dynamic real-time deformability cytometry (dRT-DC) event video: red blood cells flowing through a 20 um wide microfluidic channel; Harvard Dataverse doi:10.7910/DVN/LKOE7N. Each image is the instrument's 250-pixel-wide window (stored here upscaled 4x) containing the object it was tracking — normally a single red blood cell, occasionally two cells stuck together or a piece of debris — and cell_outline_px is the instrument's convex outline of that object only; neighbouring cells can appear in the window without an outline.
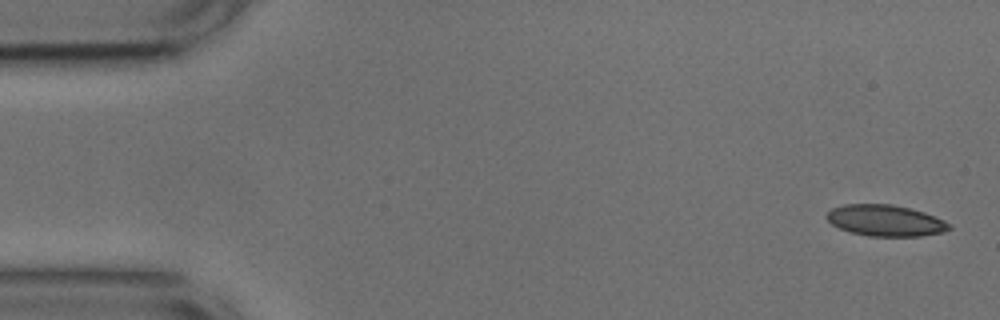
{"species": "common noctule bat (a hibernating species)", "species_latin": "Nyctalus noctula", "temperature_condition": "cold", "stored_images_in_passage": 4, "camera_frame_rate_fps": 3000, "um_per_image_px": 0.085, "animal": {"sex": "male", "body_mass_g": 17.9, "forearm_length_mm": 54.2}, "frame": {"image": 1, "passage_image": 1, "time_ms": 0.0, "image_size_px": [1000, 320], "cell_outline_px": [[952, 228], [944, 232], [920, 236], [868, 236], [852, 232], [840, 228], [832, 224], [824, 216], [832, 208], [844, 204], [892, 204], [924, 212], [944, 220], [952, 224]], "centroid_in_image_um": [75.28, 18.74], "position_along_channel_um": 9.7, "area_um2": 22.31}}